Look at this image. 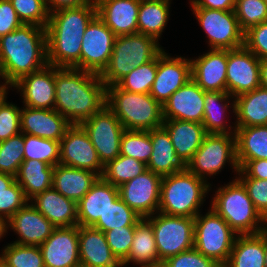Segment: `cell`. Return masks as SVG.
<instances>
[{"label": "cell", "instance_id": "03108f58", "mask_svg": "<svg viewBox=\"0 0 267 267\" xmlns=\"http://www.w3.org/2000/svg\"><path fill=\"white\" fill-rule=\"evenodd\" d=\"M145 267H164L162 264L160 265H154V266H145Z\"/></svg>", "mask_w": 267, "mask_h": 267}, {"label": "cell", "instance_id": "b9f144b4", "mask_svg": "<svg viewBox=\"0 0 267 267\" xmlns=\"http://www.w3.org/2000/svg\"><path fill=\"white\" fill-rule=\"evenodd\" d=\"M153 148L148 131L125 130L120 140V155L148 164Z\"/></svg>", "mask_w": 267, "mask_h": 267}, {"label": "cell", "instance_id": "603a6c76", "mask_svg": "<svg viewBox=\"0 0 267 267\" xmlns=\"http://www.w3.org/2000/svg\"><path fill=\"white\" fill-rule=\"evenodd\" d=\"M97 16L116 36L138 33V0H95Z\"/></svg>", "mask_w": 267, "mask_h": 267}, {"label": "cell", "instance_id": "e0dca14e", "mask_svg": "<svg viewBox=\"0 0 267 267\" xmlns=\"http://www.w3.org/2000/svg\"><path fill=\"white\" fill-rule=\"evenodd\" d=\"M190 79V59L171 57L163 49L157 55V73L150 95L163 106L169 97Z\"/></svg>", "mask_w": 267, "mask_h": 267}, {"label": "cell", "instance_id": "4316f807", "mask_svg": "<svg viewBox=\"0 0 267 267\" xmlns=\"http://www.w3.org/2000/svg\"><path fill=\"white\" fill-rule=\"evenodd\" d=\"M119 196L118 187L99 177L77 203L78 225L93 226Z\"/></svg>", "mask_w": 267, "mask_h": 267}, {"label": "cell", "instance_id": "4dcf8cb0", "mask_svg": "<svg viewBox=\"0 0 267 267\" xmlns=\"http://www.w3.org/2000/svg\"><path fill=\"white\" fill-rule=\"evenodd\" d=\"M231 96L227 91H205L204 92V116L202 124L207 133L235 134L236 126H227L224 115L232 105L235 114V99L230 104ZM225 112V113H224ZM224 113V114H223ZM235 128L233 131L231 129ZM229 130V131H228ZM231 131V132H230ZM234 132V133H233Z\"/></svg>", "mask_w": 267, "mask_h": 267}, {"label": "cell", "instance_id": "d4e9b609", "mask_svg": "<svg viewBox=\"0 0 267 267\" xmlns=\"http://www.w3.org/2000/svg\"><path fill=\"white\" fill-rule=\"evenodd\" d=\"M79 258L81 267H122L111 251L105 233L92 226H79Z\"/></svg>", "mask_w": 267, "mask_h": 267}, {"label": "cell", "instance_id": "f1b7e54d", "mask_svg": "<svg viewBox=\"0 0 267 267\" xmlns=\"http://www.w3.org/2000/svg\"><path fill=\"white\" fill-rule=\"evenodd\" d=\"M99 177L93 171L59 163L54 166L52 187L64 197L78 203Z\"/></svg>", "mask_w": 267, "mask_h": 267}, {"label": "cell", "instance_id": "681fc988", "mask_svg": "<svg viewBox=\"0 0 267 267\" xmlns=\"http://www.w3.org/2000/svg\"><path fill=\"white\" fill-rule=\"evenodd\" d=\"M29 200L26 198L23 189L15 181L7 191L0 193V216L7 221Z\"/></svg>", "mask_w": 267, "mask_h": 267}, {"label": "cell", "instance_id": "be15d7a7", "mask_svg": "<svg viewBox=\"0 0 267 267\" xmlns=\"http://www.w3.org/2000/svg\"><path fill=\"white\" fill-rule=\"evenodd\" d=\"M139 2H154V1H167V0H138Z\"/></svg>", "mask_w": 267, "mask_h": 267}, {"label": "cell", "instance_id": "60d3db41", "mask_svg": "<svg viewBox=\"0 0 267 267\" xmlns=\"http://www.w3.org/2000/svg\"><path fill=\"white\" fill-rule=\"evenodd\" d=\"M1 253L0 259L9 267H45L39 246L11 242Z\"/></svg>", "mask_w": 267, "mask_h": 267}, {"label": "cell", "instance_id": "1f68e13d", "mask_svg": "<svg viewBox=\"0 0 267 267\" xmlns=\"http://www.w3.org/2000/svg\"><path fill=\"white\" fill-rule=\"evenodd\" d=\"M235 99L236 127L267 125V89L258 87Z\"/></svg>", "mask_w": 267, "mask_h": 267}, {"label": "cell", "instance_id": "f546056e", "mask_svg": "<svg viewBox=\"0 0 267 267\" xmlns=\"http://www.w3.org/2000/svg\"><path fill=\"white\" fill-rule=\"evenodd\" d=\"M151 137L152 154L147 164V169L161 177L174 174L185 168L177 157L171 138L162 126L148 131Z\"/></svg>", "mask_w": 267, "mask_h": 267}, {"label": "cell", "instance_id": "7bdbcfd3", "mask_svg": "<svg viewBox=\"0 0 267 267\" xmlns=\"http://www.w3.org/2000/svg\"><path fill=\"white\" fill-rule=\"evenodd\" d=\"M157 73V56L145 64L134 68L116 85L129 92L150 93Z\"/></svg>", "mask_w": 267, "mask_h": 267}, {"label": "cell", "instance_id": "11a10c76", "mask_svg": "<svg viewBox=\"0 0 267 267\" xmlns=\"http://www.w3.org/2000/svg\"><path fill=\"white\" fill-rule=\"evenodd\" d=\"M237 178H257L267 180V160L255 159L246 161L237 173Z\"/></svg>", "mask_w": 267, "mask_h": 267}, {"label": "cell", "instance_id": "ab89813d", "mask_svg": "<svg viewBox=\"0 0 267 267\" xmlns=\"http://www.w3.org/2000/svg\"><path fill=\"white\" fill-rule=\"evenodd\" d=\"M24 160L56 166L60 161V141L24 134Z\"/></svg>", "mask_w": 267, "mask_h": 267}, {"label": "cell", "instance_id": "6125c7cd", "mask_svg": "<svg viewBox=\"0 0 267 267\" xmlns=\"http://www.w3.org/2000/svg\"><path fill=\"white\" fill-rule=\"evenodd\" d=\"M264 265L267 267V225L264 227Z\"/></svg>", "mask_w": 267, "mask_h": 267}, {"label": "cell", "instance_id": "ac0fdd59", "mask_svg": "<svg viewBox=\"0 0 267 267\" xmlns=\"http://www.w3.org/2000/svg\"><path fill=\"white\" fill-rule=\"evenodd\" d=\"M39 248L45 267H81L78 225L55 227Z\"/></svg>", "mask_w": 267, "mask_h": 267}, {"label": "cell", "instance_id": "30bf717a", "mask_svg": "<svg viewBox=\"0 0 267 267\" xmlns=\"http://www.w3.org/2000/svg\"><path fill=\"white\" fill-rule=\"evenodd\" d=\"M226 162L238 173L235 134L208 133L185 167L207 181V177L221 172Z\"/></svg>", "mask_w": 267, "mask_h": 267}, {"label": "cell", "instance_id": "9c48e42d", "mask_svg": "<svg viewBox=\"0 0 267 267\" xmlns=\"http://www.w3.org/2000/svg\"><path fill=\"white\" fill-rule=\"evenodd\" d=\"M155 214L146 219L152 224L161 264L169 257L194 248V218Z\"/></svg>", "mask_w": 267, "mask_h": 267}, {"label": "cell", "instance_id": "2e32d148", "mask_svg": "<svg viewBox=\"0 0 267 267\" xmlns=\"http://www.w3.org/2000/svg\"><path fill=\"white\" fill-rule=\"evenodd\" d=\"M60 164L86 169L102 176L104 166L87 132L80 124L71 125L60 140Z\"/></svg>", "mask_w": 267, "mask_h": 267}, {"label": "cell", "instance_id": "9f6ffc18", "mask_svg": "<svg viewBox=\"0 0 267 267\" xmlns=\"http://www.w3.org/2000/svg\"><path fill=\"white\" fill-rule=\"evenodd\" d=\"M192 8H208L214 10L234 11L235 0H191Z\"/></svg>", "mask_w": 267, "mask_h": 267}, {"label": "cell", "instance_id": "ffe728a7", "mask_svg": "<svg viewBox=\"0 0 267 267\" xmlns=\"http://www.w3.org/2000/svg\"><path fill=\"white\" fill-rule=\"evenodd\" d=\"M11 87L22 93L24 106L54 109L55 106V66L25 75Z\"/></svg>", "mask_w": 267, "mask_h": 267}, {"label": "cell", "instance_id": "f907efd6", "mask_svg": "<svg viewBox=\"0 0 267 267\" xmlns=\"http://www.w3.org/2000/svg\"><path fill=\"white\" fill-rule=\"evenodd\" d=\"M164 267H221L214 260L207 258L195 248L169 257L162 262Z\"/></svg>", "mask_w": 267, "mask_h": 267}, {"label": "cell", "instance_id": "836d02e7", "mask_svg": "<svg viewBox=\"0 0 267 267\" xmlns=\"http://www.w3.org/2000/svg\"><path fill=\"white\" fill-rule=\"evenodd\" d=\"M264 228L253 235H237L223 267H265Z\"/></svg>", "mask_w": 267, "mask_h": 267}, {"label": "cell", "instance_id": "5bb4252c", "mask_svg": "<svg viewBox=\"0 0 267 267\" xmlns=\"http://www.w3.org/2000/svg\"><path fill=\"white\" fill-rule=\"evenodd\" d=\"M162 177L151 170L122 184L119 188L121 199L141 218L158 212Z\"/></svg>", "mask_w": 267, "mask_h": 267}, {"label": "cell", "instance_id": "d6986e66", "mask_svg": "<svg viewBox=\"0 0 267 267\" xmlns=\"http://www.w3.org/2000/svg\"><path fill=\"white\" fill-rule=\"evenodd\" d=\"M204 92L193 79H190L163 104V119L202 123Z\"/></svg>", "mask_w": 267, "mask_h": 267}, {"label": "cell", "instance_id": "e7e4bbea", "mask_svg": "<svg viewBox=\"0 0 267 267\" xmlns=\"http://www.w3.org/2000/svg\"><path fill=\"white\" fill-rule=\"evenodd\" d=\"M0 267H9L3 260L0 259Z\"/></svg>", "mask_w": 267, "mask_h": 267}, {"label": "cell", "instance_id": "5b68a950", "mask_svg": "<svg viewBox=\"0 0 267 267\" xmlns=\"http://www.w3.org/2000/svg\"><path fill=\"white\" fill-rule=\"evenodd\" d=\"M106 106L125 130L149 131L162 127L163 108L150 93H135L117 85L106 87Z\"/></svg>", "mask_w": 267, "mask_h": 267}, {"label": "cell", "instance_id": "6da1fadb", "mask_svg": "<svg viewBox=\"0 0 267 267\" xmlns=\"http://www.w3.org/2000/svg\"><path fill=\"white\" fill-rule=\"evenodd\" d=\"M106 105V86L100 74L55 67L54 109L72 125L98 113Z\"/></svg>", "mask_w": 267, "mask_h": 267}, {"label": "cell", "instance_id": "74e56055", "mask_svg": "<svg viewBox=\"0 0 267 267\" xmlns=\"http://www.w3.org/2000/svg\"><path fill=\"white\" fill-rule=\"evenodd\" d=\"M147 170V165L137 159L119 155L104 166L102 178L113 186L122 184L139 176Z\"/></svg>", "mask_w": 267, "mask_h": 267}, {"label": "cell", "instance_id": "277c9868", "mask_svg": "<svg viewBox=\"0 0 267 267\" xmlns=\"http://www.w3.org/2000/svg\"><path fill=\"white\" fill-rule=\"evenodd\" d=\"M211 184L186 167L161 179L158 212L169 216L195 218L209 192Z\"/></svg>", "mask_w": 267, "mask_h": 267}, {"label": "cell", "instance_id": "7dc6e473", "mask_svg": "<svg viewBox=\"0 0 267 267\" xmlns=\"http://www.w3.org/2000/svg\"><path fill=\"white\" fill-rule=\"evenodd\" d=\"M8 88H0V142L19 134L21 108L7 103Z\"/></svg>", "mask_w": 267, "mask_h": 267}, {"label": "cell", "instance_id": "484cf974", "mask_svg": "<svg viewBox=\"0 0 267 267\" xmlns=\"http://www.w3.org/2000/svg\"><path fill=\"white\" fill-rule=\"evenodd\" d=\"M29 202L55 227L78 225L77 203L64 197L53 187L35 195Z\"/></svg>", "mask_w": 267, "mask_h": 267}, {"label": "cell", "instance_id": "44dd1931", "mask_svg": "<svg viewBox=\"0 0 267 267\" xmlns=\"http://www.w3.org/2000/svg\"><path fill=\"white\" fill-rule=\"evenodd\" d=\"M72 124L55 109L24 106L20 113V131L44 139L60 141Z\"/></svg>", "mask_w": 267, "mask_h": 267}, {"label": "cell", "instance_id": "83f0119b", "mask_svg": "<svg viewBox=\"0 0 267 267\" xmlns=\"http://www.w3.org/2000/svg\"><path fill=\"white\" fill-rule=\"evenodd\" d=\"M162 126L169 133L176 155L185 166L208 134L202 123L164 120Z\"/></svg>", "mask_w": 267, "mask_h": 267}, {"label": "cell", "instance_id": "d590c367", "mask_svg": "<svg viewBox=\"0 0 267 267\" xmlns=\"http://www.w3.org/2000/svg\"><path fill=\"white\" fill-rule=\"evenodd\" d=\"M54 166L39 160H23L15 176L28 200L53 185Z\"/></svg>", "mask_w": 267, "mask_h": 267}, {"label": "cell", "instance_id": "bcb514c9", "mask_svg": "<svg viewBox=\"0 0 267 267\" xmlns=\"http://www.w3.org/2000/svg\"><path fill=\"white\" fill-rule=\"evenodd\" d=\"M23 24H34L46 28L49 11L46 0H10Z\"/></svg>", "mask_w": 267, "mask_h": 267}, {"label": "cell", "instance_id": "91938a15", "mask_svg": "<svg viewBox=\"0 0 267 267\" xmlns=\"http://www.w3.org/2000/svg\"><path fill=\"white\" fill-rule=\"evenodd\" d=\"M260 87L267 89V59H263L260 62Z\"/></svg>", "mask_w": 267, "mask_h": 267}, {"label": "cell", "instance_id": "8992f818", "mask_svg": "<svg viewBox=\"0 0 267 267\" xmlns=\"http://www.w3.org/2000/svg\"><path fill=\"white\" fill-rule=\"evenodd\" d=\"M211 202L210 208L238 235L258 234L267 225V221L254 207L246 188L237 178L223 187L220 186Z\"/></svg>", "mask_w": 267, "mask_h": 267}, {"label": "cell", "instance_id": "d6a6232c", "mask_svg": "<svg viewBox=\"0 0 267 267\" xmlns=\"http://www.w3.org/2000/svg\"><path fill=\"white\" fill-rule=\"evenodd\" d=\"M130 262L145 266L160 265L152 224L142 218L136 225L133 242L128 257L122 262V267Z\"/></svg>", "mask_w": 267, "mask_h": 267}, {"label": "cell", "instance_id": "4fadbf2b", "mask_svg": "<svg viewBox=\"0 0 267 267\" xmlns=\"http://www.w3.org/2000/svg\"><path fill=\"white\" fill-rule=\"evenodd\" d=\"M115 39L116 35L96 15L83 35L80 70L101 74L109 63Z\"/></svg>", "mask_w": 267, "mask_h": 267}, {"label": "cell", "instance_id": "ba28073f", "mask_svg": "<svg viewBox=\"0 0 267 267\" xmlns=\"http://www.w3.org/2000/svg\"><path fill=\"white\" fill-rule=\"evenodd\" d=\"M194 248L223 267L231 253L237 234L214 210L195 218Z\"/></svg>", "mask_w": 267, "mask_h": 267}, {"label": "cell", "instance_id": "816d5d0a", "mask_svg": "<svg viewBox=\"0 0 267 267\" xmlns=\"http://www.w3.org/2000/svg\"><path fill=\"white\" fill-rule=\"evenodd\" d=\"M244 46L260 60L267 59V21L245 31Z\"/></svg>", "mask_w": 267, "mask_h": 267}, {"label": "cell", "instance_id": "e575fe53", "mask_svg": "<svg viewBox=\"0 0 267 267\" xmlns=\"http://www.w3.org/2000/svg\"><path fill=\"white\" fill-rule=\"evenodd\" d=\"M235 136L239 168L249 160H267V125L237 127Z\"/></svg>", "mask_w": 267, "mask_h": 267}, {"label": "cell", "instance_id": "94428289", "mask_svg": "<svg viewBox=\"0 0 267 267\" xmlns=\"http://www.w3.org/2000/svg\"><path fill=\"white\" fill-rule=\"evenodd\" d=\"M7 229L9 230L8 221L0 216V239L5 236Z\"/></svg>", "mask_w": 267, "mask_h": 267}, {"label": "cell", "instance_id": "680465c9", "mask_svg": "<svg viewBox=\"0 0 267 267\" xmlns=\"http://www.w3.org/2000/svg\"><path fill=\"white\" fill-rule=\"evenodd\" d=\"M15 181V176L0 172V193L7 191Z\"/></svg>", "mask_w": 267, "mask_h": 267}, {"label": "cell", "instance_id": "ee69618b", "mask_svg": "<svg viewBox=\"0 0 267 267\" xmlns=\"http://www.w3.org/2000/svg\"><path fill=\"white\" fill-rule=\"evenodd\" d=\"M24 160V133L0 142V172L16 176Z\"/></svg>", "mask_w": 267, "mask_h": 267}, {"label": "cell", "instance_id": "f35d334b", "mask_svg": "<svg viewBox=\"0 0 267 267\" xmlns=\"http://www.w3.org/2000/svg\"><path fill=\"white\" fill-rule=\"evenodd\" d=\"M141 219L119 196L92 227L106 232L122 226H135Z\"/></svg>", "mask_w": 267, "mask_h": 267}, {"label": "cell", "instance_id": "9a60e30c", "mask_svg": "<svg viewBox=\"0 0 267 267\" xmlns=\"http://www.w3.org/2000/svg\"><path fill=\"white\" fill-rule=\"evenodd\" d=\"M260 62L245 46L227 50V92L233 98L260 87Z\"/></svg>", "mask_w": 267, "mask_h": 267}, {"label": "cell", "instance_id": "7a4b0ae2", "mask_svg": "<svg viewBox=\"0 0 267 267\" xmlns=\"http://www.w3.org/2000/svg\"><path fill=\"white\" fill-rule=\"evenodd\" d=\"M48 65L46 28L23 24L0 37V79L11 88L20 78ZM9 85V86H8Z\"/></svg>", "mask_w": 267, "mask_h": 267}, {"label": "cell", "instance_id": "7402d4cb", "mask_svg": "<svg viewBox=\"0 0 267 267\" xmlns=\"http://www.w3.org/2000/svg\"><path fill=\"white\" fill-rule=\"evenodd\" d=\"M191 61V77L204 91H227V50L210 49Z\"/></svg>", "mask_w": 267, "mask_h": 267}, {"label": "cell", "instance_id": "8d00e7d4", "mask_svg": "<svg viewBox=\"0 0 267 267\" xmlns=\"http://www.w3.org/2000/svg\"><path fill=\"white\" fill-rule=\"evenodd\" d=\"M170 1L140 2L138 33L151 36L158 41L169 20Z\"/></svg>", "mask_w": 267, "mask_h": 267}, {"label": "cell", "instance_id": "3957f363", "mask_svg": "<svg viewBox=\"0 0 267 267\" xmlns=\"http://www.w3.org/2000/svg\"><path fill=\"white\" fill-rule=\"evenodd\" d=\"M96 15V3L50 13L46 26L48 65L80 69L83 35Z\"/></svg>", "mask_w": 267, "mask_h": 267}, {"label": "cell", "instance_id": "7c38bea8", "mask_svg": "<svg viewBox=\"0 0 267 267\" xmlns=\"http://www.w3.org/2000/svg\"><path fill=\"white\" fill-rule=\"evenodd\" d=\"M80 125L87 132L103 166L120 155V140L125 129L106 105Z\"/></svg>", "mask_w": 267, "mask_h": 267}, {"label": "cell", "instance_id": "52a82bcc", "mask_svg": "<svg viewBox=\"0 0 267 267\" xmlns=\"http://www.w3.org/2000/svg\"><path fill=\"white\" fill-rule=\"evenodd\" d=\"M162 50L151 36L140 33L116 36L109 63L100 78L106 87L116 85L134 68L152 61Z\"/></svg>", "mask_w": 267, "mask_h": 267}, {"label": "cell", "instance_id": "f5cc1de1", "mask_svg": "<svg viewBox=\"0 0 267 267\" xmlns=\"http://www.w3.org/2000/svg\"><path fill=\"white\" fill-rule=\"evenodd\" d=\"M246 188L256 210L267 221V180L257 178H237Z\"/></svg>", "mask_w": 267, "mask_h": 267}, {"label": "cell", "instance_id": "8fae6325", "mask_svg": "<svg viewBox=\"0 0 267 267\" xmlns=\"http://www.w3.org/2000/svg\"><path fill=\"white\" fill-rule=\"evenodd\" d=\"M209 39L210 49L232 50L244 46V31L234 11L192 8Z\"/></svg>", "mask_w": 267, "mask_h": 267}, {"label": "cell", "instance_id": "f6af8a7d", "mask_svg": "<svg viewBox=\"0 0 267 267\" xmlns=\"http://www.w3.org/2000/svg\"><path fill=\"white\" fill-rule=\"evenodd\" d=\"M234 12L244 32L267 21V3L264 0H235Z\"/></svg>", "mask_w": 267, "mask_h": 267}, {"label": "cell", "instance_id": "db71d44e", "mask_svg": "<svg viewBox=\"0 0 267 267\" xmlns=\"http://www.w3.org/2000/svg\"><path fill=\"white\" fill-rule=\"evenodd\" d=\"M23 25L10 0H0V37Z\"/></svg>", "mask_w": 267, "mask_h": 267}, {"label": "cell", "instance_id": "cb8c5ba5", "mask_svg": "<svg viewBox=\"0 0 267 267\" xmlns=\"http://www.w3.org/2000/svg\"><path fill=\"white\" fill-rule=\"evenodd\" d=\"M11 227L19 239L15 243L40 246L51 235L55 226L47 220L32 204L27 203L9 220Z\"/></svg>", "mask_w": 267, "mask_h": 267}, {"label": "cell", "instance_id": "c3c4849f", "mask_svg": "<svg viewBox=\"0 0 267 267\" xmlns=\"http://www.w3.org/2000/svg\"><path fill=\"white\" fill-rule=\"evenodd\" d=\"M134 231L135 226H122L121 228H113L104 232L111 251L121 263L129 255Z\"/></svg>", "mask_w": 267, "mask_h": 267}, {"label": "cell", "instance_id": "6f0895ef", "mask_svg": "<svg viewBox=\"0 0 267 267\" xmlns=\"http://www.w3.org/2000/svg\"><path fill=\"white\" fill-rule=\"evenodd\" d=\"M93 3H95V0H46V6L49 13L62 8L79 7Z\"/></svg>", "mask_w": 267, "mask_h": 267}]
</instances>
